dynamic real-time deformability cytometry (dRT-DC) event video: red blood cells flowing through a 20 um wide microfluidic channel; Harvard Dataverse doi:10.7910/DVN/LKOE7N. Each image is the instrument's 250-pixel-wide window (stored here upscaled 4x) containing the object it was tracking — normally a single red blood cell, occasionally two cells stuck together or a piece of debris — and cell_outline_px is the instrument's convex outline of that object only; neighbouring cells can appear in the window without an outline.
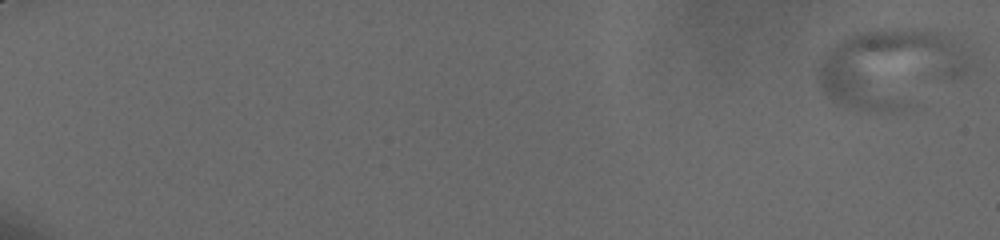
{"species": "human", "species_latin": "Homo sapiens", "temperature_condition": "cold", "stored_images_in_passage": 61, "segment_of_instrument_passage": [1, 2], "camera_frame_rate_fps": 3000, "um_per_image_px": 0.085, "donor": {"sex": "male"}, "frame": {"image": 1, "passage_image": 1, "time_ms": 0.0, "image_size_px": [1000, 240], "cell_outline_px": [[968, 48], [964, 76], [892, 108], [868, 108], [836, 104], [820, 88], [820, 60], [828, 48], [836, 40], [860, 32], [880, 28], [924, 28], [944, 32], [952, 36]], "centroid_in_image_um": [75.66, 5.63], "position_along_channel_um": 9.3, "area_um2": 67.68}}
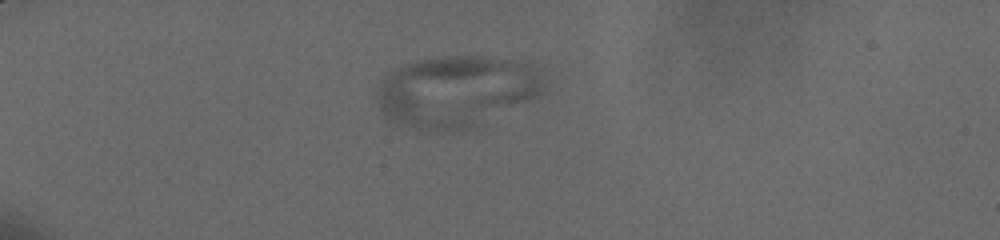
{"frame": {"image": 2, "passage_image": 19, "time_ms": 6.0, "image_size_px": [1000, 240], "cell_outline_px": [[544, 92], [532, 100], [480, 124], [468, 128], [448, 132], [432, 132], [396, 124], [388, 120], [380, 112], [380, 88], [384, 76], [388, 72], [404, 64], [416, 60], [448, 56], [480, 56], [524, 60], [532, 68], [544, 84]], "centroid_in_image_um": [38.78, 7.77], "position_along_channel_um": 46.2, "area_um2": 69.59}}